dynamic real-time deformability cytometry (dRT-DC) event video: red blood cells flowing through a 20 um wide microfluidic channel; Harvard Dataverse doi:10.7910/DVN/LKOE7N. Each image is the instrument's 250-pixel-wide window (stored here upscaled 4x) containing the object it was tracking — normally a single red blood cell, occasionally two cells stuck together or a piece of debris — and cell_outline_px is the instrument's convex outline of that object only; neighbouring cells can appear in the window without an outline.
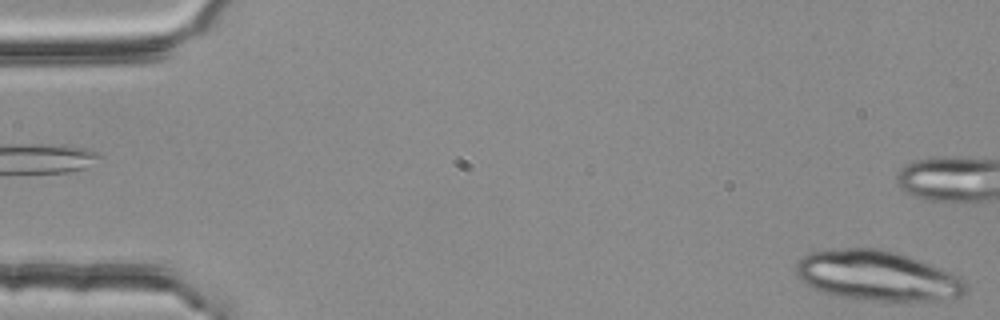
{"species": "common noctule bat (a hibernating species)", "species_latin": "Nyctalus noctula", "temperature_condition": "room temperature", "stored_images_in_passage": 5, "camera_frame_rate_fps": 3000, "um_per_image_px": 0.085, "animal": {"sex": "female", "body_mass_g": 25.1}, "frame": {"image": 1, "passage_image": 1, "time_ms": 0.0, "image_size_px": [1000, 320], "cell_outline_px": [[968, 288], [960, 296], [932, 304], [872, 300], [836, 296], [812, 288], [804, 284], [796, 276], [796, 264], [804, 256], [812, 252], [824, 248], [880, 248], [896, 252], [920, 260], [940, 268], [964, 280]], "centroid_in_image_um": [74.59, 23.47], "position_along_channel_um": 10.4, "area_um2": 50.46}}